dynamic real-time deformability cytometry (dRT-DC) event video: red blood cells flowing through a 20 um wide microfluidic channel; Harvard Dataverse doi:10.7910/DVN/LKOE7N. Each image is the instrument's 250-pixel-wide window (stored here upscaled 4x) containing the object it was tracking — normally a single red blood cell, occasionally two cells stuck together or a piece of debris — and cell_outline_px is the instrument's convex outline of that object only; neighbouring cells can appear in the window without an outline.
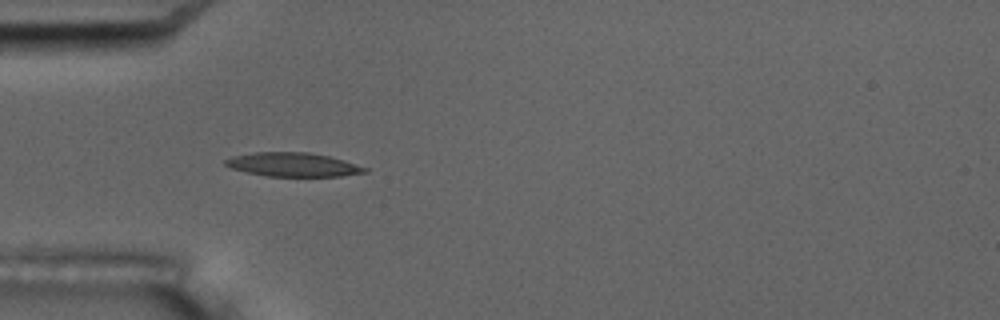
{"species": "common noctule bat (a hibernating species)", "species_latin": "Nyctalus noctula", "temperature_condition": "room temperature", "stored_images_in_passage": 7, "camera_frame_rate_fps": 3000, "um_per_image_px": 0.085, "animal": {"sex": "male", "body_mass_g": 17.5, "forearm_length_mm": 52.3}, "frame": {"image": 1, "passage_image": 6, "time_ms": 5.667, "image_size_px": [1000, 320], "cell_outline_px": [[368, 172], [340, 176], [268, 176], [244, 172], [232, 168], [224, 164], [224, 160], [232, 156], [256, 152], [308, 152], [328, 156], [344, 160], [368, 168]], "centroid_in_image_um": [24.9, 13.99], "position_along_channel_um": 60.1, "area_um2": 19.36}}